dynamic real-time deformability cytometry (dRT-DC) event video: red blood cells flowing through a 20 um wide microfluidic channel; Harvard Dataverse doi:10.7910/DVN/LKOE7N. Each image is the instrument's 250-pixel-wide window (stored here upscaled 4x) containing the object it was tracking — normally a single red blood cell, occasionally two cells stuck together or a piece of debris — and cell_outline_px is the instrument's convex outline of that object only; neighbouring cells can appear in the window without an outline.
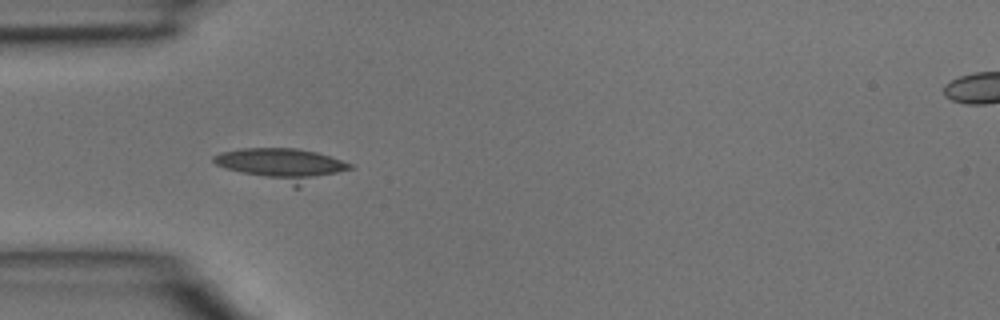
{"species": "common noctule bat (a hibernating species)", "species_latin": "Nyctalus noctula", "temperature_condition": "room temperature", "stored_images_in_passage": 3, "camera_frame_rate_fps": 3000, "um_per_image_px": 0.085, "animal": {"sex": "male", "body_mass_g": 15.6}, "frame": {"image": 1, "passage_image": 3, "time_ms": 0.667, "image_size_px": [1000, 320], "cell_outline_px": [[356, 168], [300, 188], [296, 188], [224, 168], [216, 164], [212, 160], [212, 156], [220, 152], [240, 148], [296, 148], [316, 152], [352, 164]], "centroid_in_image_um": [24.02, 14.02], "position_along_channel_um": 61.0, "area_um2": 26.3}}